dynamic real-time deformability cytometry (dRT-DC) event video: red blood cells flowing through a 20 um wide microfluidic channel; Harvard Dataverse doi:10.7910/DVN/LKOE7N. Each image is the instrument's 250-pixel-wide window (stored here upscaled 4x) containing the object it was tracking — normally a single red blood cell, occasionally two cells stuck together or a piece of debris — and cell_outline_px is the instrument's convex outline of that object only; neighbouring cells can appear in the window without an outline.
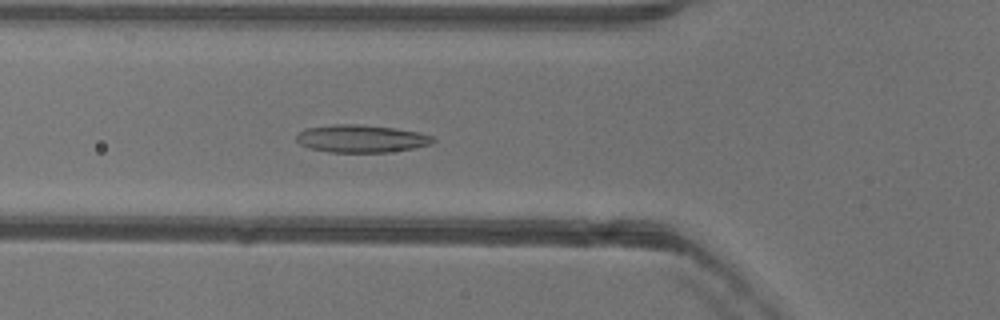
{"species": "common noctule bat (a hibernating species)", "species_latin": "Nyctalus noctula", "temperature_condition": "warm", "stored_images_in_passage": 37, "camera_frame_rate_fps": 3000, "um_per_image_px": 0.085, "animal": {"sex": "female"}, "frame": {"image": 1, "passage_image": 4, "time_ms": 1.0, "image_size_px": [1000, 320], "cell_outline_px": [[436, 140], [432, 144], [412, 148], [388, 152], [328, 152], [308, 148], [300, 144], [296, 140], [296, 136], [304, 128], [332, 124], [360, 124], [396, 128], [420, 132], [432, 136]], "centroid_in_image_um": [30.69, 11.77], "position_along_channel_um": 95.1, "area_um2": 22.2}}
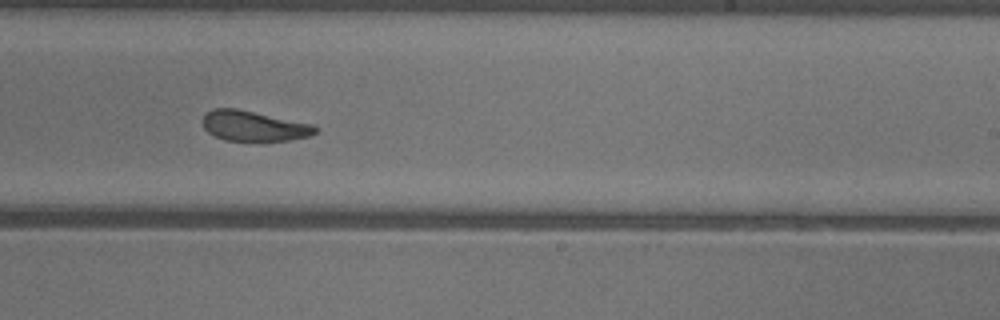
{"frame": {"image": 2, "passage_image": 17, "time_ms": 5.333, "image_size_px": [1000, 320], "cell_outline_px": [[320, 128], [316, 132], [308, 136], [288, 140], [224, 140], [208, 132], [204, 128], [204, 116], [212, 108], [236, 108], [312, 124]], "centroid_in_image_um": [21.58, 10.7], "position_along_channel_um": 267.4, "area_um2": 19.48}}
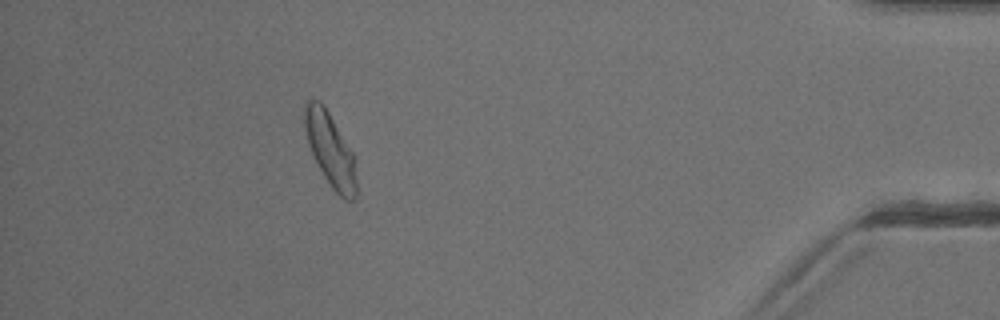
{"frame": {"image": 3, "passage_image": 32, "time_ms": 10.333, "image_size_px": [1000, 320], "cell_outline_px": [[356, 200], [344, 200], [332, 188], [324, 176], [312, 152], [304, 128], [304, 104], [308, 100], [320, 100], [324, 104], [352, 152], [356, 160]], "centroid_in_image_um": [28.09, 12.73], "position_along_channel_um": 407.1, "area_um2": 22.02}, "authors_computed_cell_mechanics": {"area_um2": 21.0392, "velocity_mm_per_s": 3.9662, "shape_relaxation_time_tau1_ms": 5.7697, "shape_relaxation_time_tau2_ms": 2.3901, "deformation_change_tau1": 0.1904, "deformation_change_tau2": 0.1047}}